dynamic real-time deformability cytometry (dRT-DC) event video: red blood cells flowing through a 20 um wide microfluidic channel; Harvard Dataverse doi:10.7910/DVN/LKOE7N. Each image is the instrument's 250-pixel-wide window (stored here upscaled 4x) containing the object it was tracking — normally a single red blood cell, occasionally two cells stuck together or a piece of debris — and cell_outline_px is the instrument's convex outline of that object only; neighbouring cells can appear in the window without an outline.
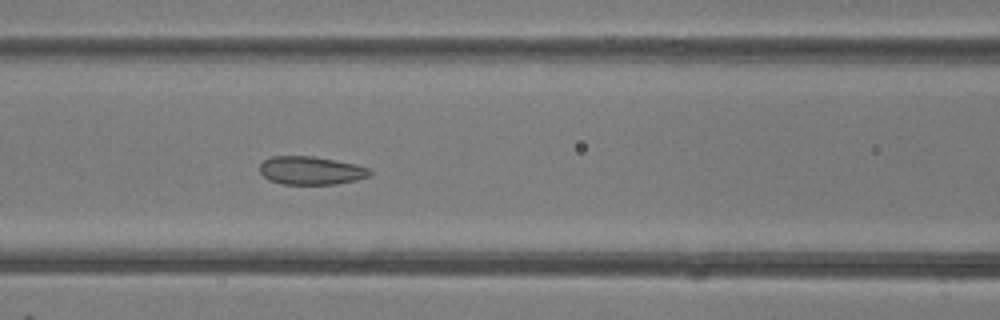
{"species": "common noctule bat (a hibernating species)", "species_latin": "Nyctalus noctula", "temperature_condition": "room temperature", "stored_images_in_passage": 24, "camera_frame_rate_fps": 3000, "um_per_image_px": 0.085, "animal": {"sex": "female"}, "frame": {"image": 1, "passage_image": 9, "time_ms": 2.667, "image_size_px": [1000, 320], "cell_outline_px": [[372, 172], [368, 176], [356, 180], [336, 184], [280, 184], [268, 180], [260, 172], [260, 164], [264, 160], [272, 156], [312, 156], [336, 160], [356, 164], [372, 168]], "centroid_in_image_um": [26.44, 14.49], "position_along_channel_um": 140.2, "area_um2": 18.26}}
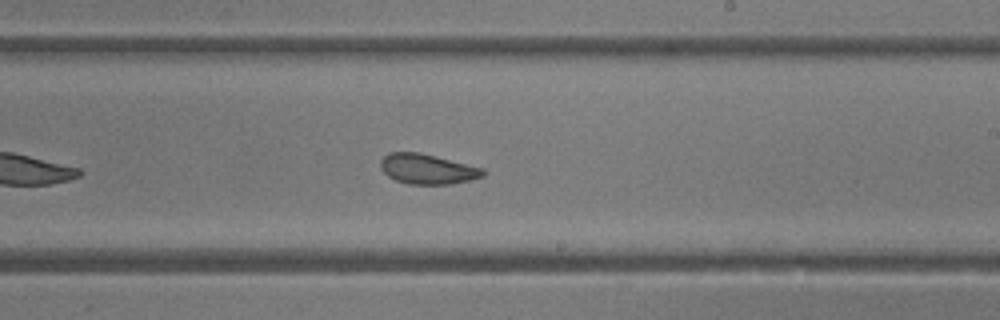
{"frame": {"image": 2, "passage_image": 17, "time_ms": 5.333, "image_size_px": [1000, 320], "cell_outline_px": [[484, 176], [472, 180], [452, 184], [408, 184], [396, 180], [388, 176], [380, 168], [380, 160], [388, 152], [420, 152], [484, 168]], "centroid_in_image_um": [36.33, 14.36], "position_along_channel_um": 252.7, "area_um2": 18.09}}
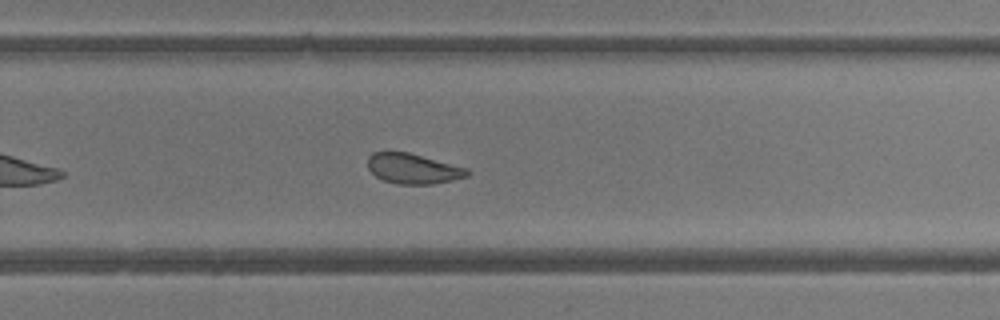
{"frame": {"image": 3, "passage_image": 20, "time_ms": 6.333, "image_size_px": [1000, 320], "cell_outline_px": [[472, 172], [468, 176], [452, 180], [432, 184], [396, 184], [384, 180], [376, 176], [368, 168], [368, 156], [372, 152], [408, 152], [468, 168]], "centroid_in_image_um": [35.13, 14.33], "position_along_channel_um": 294.7, "area_um2": 17.51}}